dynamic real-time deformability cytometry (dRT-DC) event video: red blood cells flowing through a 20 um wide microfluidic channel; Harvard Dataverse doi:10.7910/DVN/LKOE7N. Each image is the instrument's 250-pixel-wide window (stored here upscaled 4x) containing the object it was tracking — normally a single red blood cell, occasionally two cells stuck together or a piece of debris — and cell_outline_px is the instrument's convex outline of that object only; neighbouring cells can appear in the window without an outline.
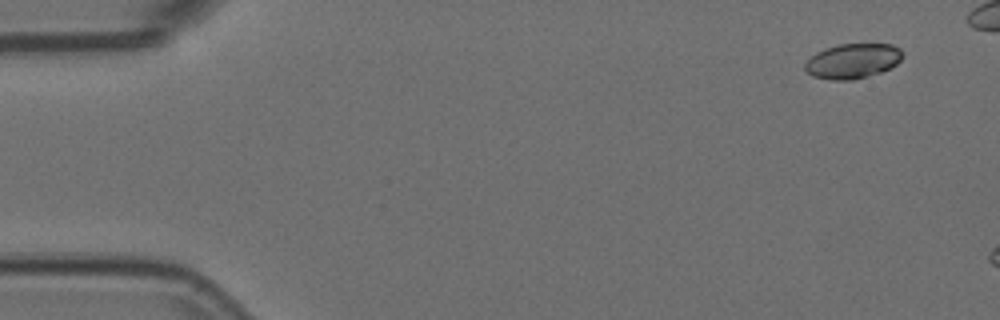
{"species": "Egyptian fruit bat (a non-hibernating species)", "species_latin": "Rousettus aegyptiacus", "temperature_condition": "room temperature", "stored_images_in_passage": 13, "camera_frame_rate_fps": 3000, "um_per_image_px": 0.085, "animal": {"sex": "female"}, "frame": {"image": 1, "passage_image": 1, "time_ms": 0.0, "image_size_px": [1000, 320], "cell_outline_px": [[900, 60], [896, 64], [880, 72], [868, 76], [852, 80], [832, 80], [812, 76], [804, 68], [804, 64], [816, 52], [824, 48], [840, 44], [892, 44], [900, 48]], "centroid_in_image_um": [72.44, 5.18], "position_along_channel_um": 12.6, "area_um2": 19.65}}